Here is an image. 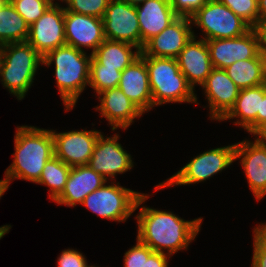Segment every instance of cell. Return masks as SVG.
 I'll return each mask as SVG.
<instances>
[{"instance_id":"5bb4252c","label":"cell","mask_w":266,"mask_h":267,"mask_svg":"<svg viewBox=\"0 0 266 267\" xmlns=\"http://www.w3.org/2000/svg\"><path fill=\"white\" fill-rule=\"evenodd\" d=\"M64 31L66 44L79 50L92 49L93 54L105 41L103 19L69 12L65 9Z\"/></svg>"},{"instance_id":"83f0119b","label":"cell","mask_w":266,"mask_h":267,"mask_svg":"<svg viewBox=\"0 0 266 267\" xmlns=\"http://www.w3.org/2000/svg\"><path fill=\"white\" fill-rule=\"evenodd\" d=\"M121 71L100 65L93 57L90 61L89 86L98 94L106 89L118 87Z\"/></svg>"},{"instance_id":"f1b7e54d","label":"cell","mask_w":266,"mask_h":267,"mask_svg":"<svg viewBox=\"0 0 266 267\" xmlns=\"http://www.w3.org/2000/svg\"><path fill=\"white\" fill-rule=\"evenodd\" d=\"M15 10L31 26L54 3V0H9Z\"/></svg>"},{"instance_id":"8992f818","label":"cell","mask_w":266,"mask_h":267,"mask_svg":"<svg viewBox=\"0 0 266 267\" xmlns=\"http://www.w3.org/2000/svg\"><path fill=\"white\" fill-rule=\"evenodd\" d=\"M106 183L88 194L81 203L98 217L125 222L149 198L148 194L120 186L119 182Z\"/></svg>"},{"instance_id":"6da1fadb","label":"cell","mask_w":266,"mask_h":267,"mask_svg":"<svg viewBox=\"0 0 266 267\" xmlns=\"http://www.w3.org/2000/svg\"><path fill=\"white\" fill-rule=\"evenodd\" d=\"M137 219V238L153 251L172 256L180 250H187L200 231L203 219H182L171 211H160L143 206ZM167 253H165V251Z\"/></svg>"},{"instance_id":"44dd1931","label":"cell","mask_w":266,"mask_h":267,"mask_svg":"<svg viewBox=\"0 0 266 267\" xmlns=\"http://www.w3.org/2000/svg\"><path fill=\"white\" fill-rule=\"evenodd\" d=\"M107 180L89 165L71 167L62 193L53 201L59 205L74 207L84 198L99 189Z\"/></svg>"},{"instance_id":"3957f363","label":"cell","mask_w":266,"mask_h":267,"mask_svg":"<svg viewBox=\"0 0 266 267\" xmlns=\"http://www.w3.org/2000/svg\"><path fill=\"white\" fill-rule=\"evenodd\" d=\"M92 54L71 45H62L48 52L42 59V65L55 64V78L57 88L69 111L76 105L79 96L89 86V71Z\"/></svg>"},{"instance_id":"9c48e42d","label":"cell","mask_w":266,"mask_h":267,"mask_svg":"<svg viewBox=\"0 0 266 267\" xmlns=\"http://www.w3.org/2000/svg\"><path fill=\"white\" fill-rule=\"evenodd\" d=\"M213 68L225 69L239 60L256 58L261 53V38L257 28L236 38L206 40Z\"/></svg>"},{"instance_id":"7a4b0ae2","label":"cell","mask_w":266,"mask_h":267,"mask_svg":"<svg viewBox=\"0 0 266 267\" xmlns=\"http://www.w3.org/2000/svg\"><path fill=\"white\" fill-rule=\"evenodd\" d=\"M16 130L14 160L6 169L3 179L7 188L15 179L36 183L46 162L54 156L51 130L26 125L18 126Z\"/></svg>"},{"instance_id":"836d02e7","label":"cell","mask_w":266,"mask_h":267,"mask_svg":"<svg viewBox=\"0 0 266 267\" xmlns=\"http://www.w3.org/2000/svg\"><path fill=\"white\" fill-rule=\"evenodd\" d=\"M57 259L58 267H96L88 265L85 256L74 249L63 250Z\"/></svg>"},{"instance_id":"4fadbf2b","label":"cell","mask_w":266,"mask_h":267,"mask_svg":"<svg viewBox=\"0 0 266 267\" xmlns=\"http://www.w3.org/2000/svg\"><path fill=\"white\" fill-rule=\"evenodd\" d=\"M104 136L102 133L99 135L88 165L108 181L110 178L114 180L116 174L132 169L134 162L131 155L117 142L120 137L118 134L106 138Z\"/></svg>"},{"instance_id":"484cf974","label":"cell","mask_w":266,"mask_h":267,"mask_svg":"<svg viewBox=\"0 0 266 267\" xmlns=\"http://www.w3.org/2000/svg\"><path fill=\"white\" fill-rule=\"evenodd\" d=\"M28 36L29 25L10 1L6 0L0 7V46L26 42Z\"/></svg>"},{"instance_id":"277c9868","label":"cell","mask_w":266,"mask_h":267,"mask_svg":"<svg viewBox=\"0 0 266 267\" xmlns=\"http://www.w3.org/2000/svg\"><path fill=\"white\" fill-rule=\"evenodd\" d=\"M140 56L145 60L153 107L166 103H196L197 95L180 71L175 58Z\"/></svg>"},{"instance_id":"4dcf8cb0","label":"cell","mask_w":266,"mask_h":267,"mask_svg":"<svg viewBox=\"0 0 266 267\" xmlns=\"http://www.w3.org/2000/svg\"><path fill=\"white\" fill-rule=\"evenodd\" d=\"M65 1L69 12L95 16L103 19L110 0H61Z\"/></svg>"},{"instance_id":"7c38bea8","label":"cell","mask_w":266,"mask_h":267,"mask_svg":"<svg viewBox=\"0 0 266 267\" xmlns=\"http://www.w3.org/2000/svg\"><path fill=\"white\" fill-rule=\"evenodd\" d=\"M54 138V155L70 167L88 165L101 132L98 130H51Z\"/></svg>"},{"instance_id":"d4e9b609","label":"cell","mask_w":266,"mask_h":267,"mask_svg":"<svg viewBox=\"0 0 266 267\" xmlns=\"http://www.w3.org/2000/svg\"><path fill=\"white\" fill-rule=\"evenodd\" d=\"M133 48L136 50L132 51ZM140 53L141 50L132 44L105 39V41L101 43L92 54V57L100 65L116 68L122 72L128 65L140 56Z\"/></svg>"},{"instance_id":"1f68e13d","label":"cell","mask_w":266,"mask_h":267,"mask_svg":"<svg viewBox=\"0 0 266 267\" xmlns=\"http://www.w3.org/2000/svg\"><path fill=\"white\" fill-rule=\"evenodd\" d=\"M253 257L251 267H266V223L253 230Z\"/></svg>"},{"instance_id":"cb8c5ba5","label":"cell","mask_w":266,"mask_h":267,"mask_svg":"<svg viewBox=\"0 0 266 267\" xmlns=\"http://www.w3.org/2000/svg\"><path fill=\"white\" fill-rule=\"evenodd\" d=\"M224 70L238 88L256 87L266 83V56L261 52L256 58L236 61Z\"/></svg>"},{"instance_id":"60d3db41","label":"cell","mask_w":266,"mask_h":267,"mask_svg":"<svg viewBox=\"0 0 266 267\" xmlns=\"http://www.w3.org/2000/svg\"><path fill=\"white\" fill-rule=\"evenodd\" d=\"M120 1H123L129 5H132V6H138V5L146 2L147 0H120Z\"/></svg>"},{"instance_id":"b9f144b4","label":"cell","mask_w":266,"mask_h":267,"mask_svg":"<svg viewBox=\"0 0 266 267\" xmlns=\"http://www.w3.org/2000/svg\"><path fill=\"white\" fill-rule=\"evenodd\" d=\"M7 189L8 188L4 180H0V198L3 196V194L6 192Z\"/></svg>"},{"instance_id":"30bf717a","label":"cell","mask_w":266,"mask_h":267,"mask_svg":"<svg viewBox=\"0 0 266 267\" xmlns=\"http://www.w3.org/2000/svg\"><path fill=\"white\" fill-rule=\"evenodd\" d=\"M65 9L53 3L31 26L27 42L44 57L48 52L66 44L64 31Z\"/></svg>"},{"instance_id":"ac0fdd59","label":"cell","mask_w":266,"mask_h":267,"mask_svg":"<svg viewBox=\"0 0 266 267\" xmlns=\"http://www.w3.org/2000/svg\"><path fill=\"white\" fill-rule=\"evenodd\" d=\"M100 105L96 108L112 127L127 130L134 119L144 113L118 87L106 89L97 94Z\"/></svg>"},{"instance_id":"7bdbcfd3","label":"cell","mask_w":266,"mask_h":267,"mask_svg":"<svg viewBox=\"0 0 266 267\" xmlns=\"http://www.w3.org/2000/svg\"><path fill=\"white\" fill-rule=\"evenodd\" d=\"M2 65H3V53H2V46H0V74H1Z\"/></svg>"},{"instance_id":"2e32d148","label":"cell","mask_w":266,"mask_h":267,"mask_svg":"<svg viewBox=\"0 0 266 267\" xmlns=\"http://www.w3.org/2000/svg\"><path fill=\"white\" fill-rule=\"evenodd\" d=\"M209 106V117L221 121L233 108L240 88L229 78L224 69L213 68L201 85Z\"/></svg>"},{"instance_id":"ab89813d","label":"cell","mask_w":266,"mask_h":267,"mask_svg":"<svg viewBox=\"0 0 266 267\" xmlns=\"http://www.w3.org/2000/svg\"><path fill=\"white\" fill-rule=\"evenodd\" d=\"M259 25L266 21V0H258Z\"/></svg>"},{"instance_id":"7402d4cb","label":"cell","mask_w":266,"mask_h":267,"mask_svg":"<svg viewBox=\"0 0 266 267\" xmlns=\"http://www.w3.org/2000/svg\"><path fill=\"white\" fill-rule=\"evenodd\" d=\"M136 13L141 33V50L148 40L178 17L169 0H147L136 6Z\"/></svg>"},{"instance_id":"ee69618b","label":"cell","mask_w":266,"mask_h":267,"mask_svg":"<svg viewBox=\"0 0 266 267\" xmlns=\"http://www.w3.org/2000/svg\"><path fill=\"white\" fill-rule=\"evenodd\" d=\"M6 0H0V7L2 6V4H4Z\"/></svg>"},{"instance_id":"74e56055","label":"cell","mask_w":266,"mask_h":267,"mask_svg":"<svg viewBox=\"0 0 266 267\" xmlns=\"http://www.w3.org/2000/svg\"><path fill=\"white\" fill-rule=\"evenodd\" d=\"M266 121V83L264 84V97L261 100L260 111L257 113V125Z\"/></svg>"},{"instance_id":"8d00e7d4","label":"cell","mask_w":266,"mask_h":267,"mask_svg":"<svg viewBox=\"0 0 266 267\" xmlns=\"http://www.w3.org/2000/svg\"><path fill=\"white\" fill-rule=\"evenodd\" d=\"M249 134L255 135L254 142L266 146V121L258 124Z\"/></svg>"},{"instance_id":"ffe728a7","label":"cell","mask_w":266,"mask_h":267,"mask_svg":"<svg viewBox=\"0 0 266 267\" xmlns=\"http://www.w3.org/2000/svg\"><path fill=\"white\" fill-rule=\"evenodd\" d=\"M118 88L143 112L153 108L145 60L139 56L121 73Z\"/></svg>"},{"instance_id":"603a6c76","label":"cell","mask_w":266,"mask_h":267,"mask_svg":"<svg viewBox=\"0 0 266 267\" xmlns=\"http://www.w3.org/2000/svg\"><path fill=\"white\" fill-rule=\"evenodd\" d=\"M263 97L264 84L240 89L235 105L221 121L238 118L234 124L250 133L257 126V113L260 111Z\"/></svg>"},{"instance_id":"f35d334b","label":"cell","mask_w":266,"mask_h":267,"mask_svg":"<svg viewBox=\"0 0 266 267\" xmlns=\"http://www.w3.org/2000/svg\"><path fill=\"white\" fill-rule=\"evenodd\" d=\"M261 38V52L266 56V21L257 27Z\"/></svg>"},{"instance_id":"ba28073f","label":"cell","mask_w":266,"mask_h":267,"mask_svg":"<svg viewBox=\"0 0 266 267\" xmlns=\"http://www.w3.org/2000/svg\"><path fill=\"white\" fill-rule=\"evenodd\" d=\"M190 20L204 32V40L236 38L252 28L219 0H207Z\"/></svg>"},{"instance_id":"d6a6232c","label":"cell","mask_w":266,"mask_h":267,"mask_svg":"<svg viewBox=\"0 0 266 267\" xmlns=\"http://www.w3.org/2000/svg\"><path fill=\"white\" fill-rule=\"evenodd\" d=\"M172 9L178 17L191 18L207 2V0H169Z\"/></svg>"},{"instance_id":"5b68a950","label":"cell","mask_w":266,"mask_h":267,"mask_svg":"<svg viewBox=\"0 0 266 267\" xmlns=\"http://www.w3.org/2000/svg\"><path fill=\"white\" fill-rule=\"evenodd\" d=\"M1 82L9 93L24 99L31 88L43 57L26 41L2 46Z\"/></svg>"},{"instance_id":"d590c367","label":"cell","mask_w":266,"mask_h":267,"mask_svg":"<svg viewBox=\"0 0 266 267\" xmlns=\"http://www.w3.org/2000/svg\"><path fill=\"white\" fill-rule=\"evenodd\" d=\"M170 255L153 251L144 244V266L143 267H168Z\"/></svg>"},{"instance_id":"9a60e30c","label":"cell","mask_w":266,"mask_h":267,"mask_svg":"<svg viewBox=\"0 0 266 267\" xmlns=\"http://www.w3.org/2000/svg\"><path fill=\"white\" fill-rule=\"evenodd\" d=\"M193 34L190 18L177 17L162 32L148 40L141 52L145 56L176 59Z\"/></svg>"},{"instance_id":"8fae6325","label":"cell","mask_w":266,"mask_h":267,"mask_svg":"<svg viewBox=\"0 0 266 267\" xmlns=\"http://www.w3.org/2000/svg\"><path fill=\"white\" fill-rule=\"evenodd\" d=\"M106 39L126 42L141 50V33L136 6L110 0L103 17Z\"/></svg>"},{"instance_id":"52a82bcc","label":"cell","mask_w":266,"mask_h":267,"mask_svg":"<svg viewBox=\"0 0 266 267\" xmlns=\"http://www.w3.org/2000/svg\"><path fill=\"white\" fill-rule=\"evenodd\" d=\"M235 161V144L205 151L186 163L177 173L154 188L155 191L174 185L196 184L222 172Z\"/></svg>"},{"instance_id":"e0dca14e","label":"cell","mask_w":266,"mask_h":267,"mask_svg":"<svg viewBox=\"0 0 266 267\" xmlns=\"http://www.w3.org/2000/svg\"><path fill=\"white\" fill-rule=\"evenodd\" d=\"M240 158L249 189L260 201L266 196V146L249 140L235 143V161Z\"/></svg>"},{"instance_id":"f546056e","label":"cell","mask_w":266,"mask_h":267,"mask_svg":"<svg viewBox=\"0 0 266 267\" xmlns=\"http://www.w3.org/2000/svg\"><path fill=\"white\" fill-rule=\"evenodd\" d=\"M252 28L259 26L258 0H219Z\"/></svg>"},{"instance_id":"e575fe53","label":"cell","mask_w":266,"mask_h":267,"mask_svg":"<svg viewBox=\"0 0 266 267\" xmlns=\"http://www.w3.org/2000/svg\"><path fill=\"white\" fill-rule=\"evenodd\" d=\"M137 243L124 254V267H143L144 266V244L138 239Z\"/></svg>"},{"instance_id":"4316f807","label":"cell","mask_w":266,"mask_h":267,"mask_svg":"<svg viewBox=\"0 0 266 267\" xmlns=\"http://www.w3.org/2000/svg\"><path fill=\"white\" fill-rule=\"evenodd\" d=\"M71 167L55 155L45 164L37 184L49 187V198L54 201L64 190Z\"/></svg>"},{"instance_id":"d6986e66","label":"cell","mask_w":266,"mask_h":267,"mask_svg":"<svg viewBox=\"0 0 266 267\" xmlns=\"http://www.w3.org/2000/svg\"><path fill=\"white\" fill-rule=\"evenodd\" d=\"M194 34L186 43L176 58L180 71L186 77L188 84L195 90V86L202 85L213 69L206 40H196Z\"/></svg>"}]
</instances>
